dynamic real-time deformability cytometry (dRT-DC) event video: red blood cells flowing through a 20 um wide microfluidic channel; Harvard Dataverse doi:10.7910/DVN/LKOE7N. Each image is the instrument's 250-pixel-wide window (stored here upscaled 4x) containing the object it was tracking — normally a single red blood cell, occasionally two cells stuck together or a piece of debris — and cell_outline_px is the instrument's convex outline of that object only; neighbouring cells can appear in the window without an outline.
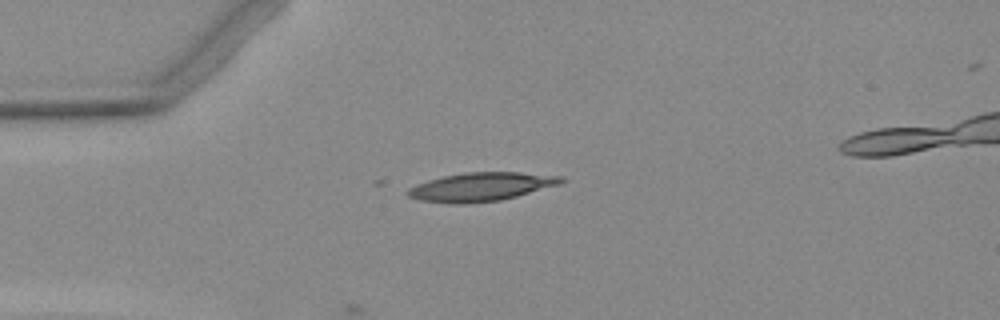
{"species": "Egyptian fruit bat (a non-hibernating species)", "species_latin": "Rousettus aegyptiacus", "temperature_condition": "warm", "stored_images_in_passage": 3, "camera_frame_rate_fps": 3000, "um_per_image_px": 0.085, "animal": {"sex": "female"}, "frame": {"image": 1, "passage_image": 3, "time_ms": 4.0, "image_size_px": [1000, 320], "cell_outline_px": [[564, 180], [560, 184], [516, 196], [500, 200], [464, 204], [452, 204], [420, 200], [408, 196], [404, 192], [408, 188], [416, 184], [428, 180], [444, 176], [464, 172], [520, 172], [564, 176]], "centroid_in_image_um": [40.86, 15.87], "position_along_channel_um": 44.1, "area_um2": 25.61}}